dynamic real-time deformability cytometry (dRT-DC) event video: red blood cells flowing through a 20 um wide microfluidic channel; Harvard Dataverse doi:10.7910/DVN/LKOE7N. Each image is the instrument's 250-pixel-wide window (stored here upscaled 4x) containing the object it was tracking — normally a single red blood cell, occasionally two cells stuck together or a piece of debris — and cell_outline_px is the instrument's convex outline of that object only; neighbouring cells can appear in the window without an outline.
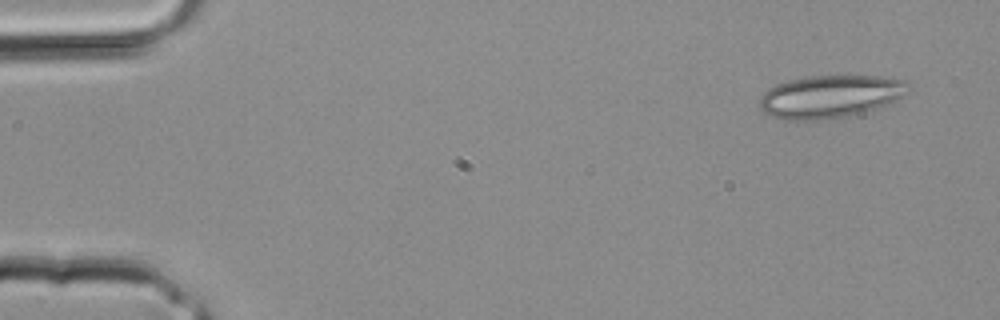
{"species": "common noctule bat (a hibernating species)", "species_latin": "Nyctalus noctula", "temperature_condition": "room temperature", "stored_images_in_passage": 3, "camera_frame_rate_fps": 3000, "um_per_image_px": 0.085, "animal": {"sex": "male", "body_mass_g": 20.4}, "frame": {"image": 1, "passage_image": 1, "time_ms": 0.0, "image_size_px": [1000, 320], "cell_outline_px": [[912, 88], [908, 92], [884, 104], [848, 116], [808, 120], [784, 120], [772, 116], [764, 112], [760, 108], [760, 96], [768, 88], [776, 84], [788, 80], [808, 76], [880, 76], [904, 80]], "centroid_in_image_um": [70.51, 8.18], "position_along_channel_um": 14.5, "area_um2": 36.53}}